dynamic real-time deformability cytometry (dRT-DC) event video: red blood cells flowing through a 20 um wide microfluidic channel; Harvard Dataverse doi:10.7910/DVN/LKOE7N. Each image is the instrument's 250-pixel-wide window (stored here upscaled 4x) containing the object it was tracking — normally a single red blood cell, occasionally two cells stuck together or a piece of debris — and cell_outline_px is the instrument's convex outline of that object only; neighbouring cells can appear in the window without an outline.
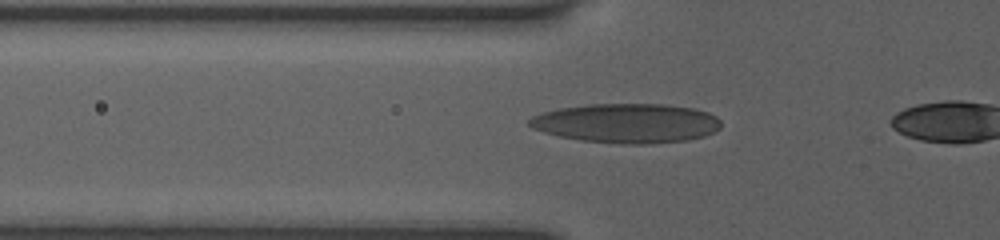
{"species": "human", "species_latin": "Homo sapiens", "temperature_condition": "room temperature", "stored_images_in_passage": 5, "camera_frame_rate_fps": 3000, "um_per_image_px": 0.085, "donor": {"sex": "female"}, "frame": {"image": 1, "passage_image": 3, "time_ms": 0.667, "image_size_px": [1000, 240], "cell_outline_px": [[720, 128], [704, 136], [688, 140], [644, 144], [620, 144], [580, 140], [560, 136], [544, 132], [532, 128], [528, 124], [528, 120], [532, 116], [544, 112], [560, 108], [588, 104], [664, 104], [696, 108], [708, 112], [716, 116], [720, 120]], "centroid_in_image_um": [53.28, 10.47], "position_along_channel_um": 72.5, "area_um2": 44.1}}